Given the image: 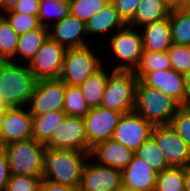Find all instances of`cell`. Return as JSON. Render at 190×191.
<instances>
[{"label": "cell", "instance_id": "cell-1", "mask_svg": "<svg viewBox=\"0 0 190 191\" xmlns=\"http://www.w3.org/2000/svg\"><path fill=\"white\" fill-rule=\"evenodd\" d=\"M89 153L73 149L46 148L42 180L79 188L83 169L90 158Z\"/></svg>", "mask_w": 190, "mask_h": 191}, {"label": "cell", "instance_id": "cell-2", "mask_svg": "<svg viewBox=\"0 0 190 191\" xmlns=\"http://www.w3.org/2000/svg\"><path fill=\"white\" fill-rule=\"evenodd\" d=\"M37 79L27 64L0 61V97L11 107H26Z\"/></svg>", "mask_w": 190, "mask_h": 191}, {"label": "cell", "instance_id": "cell-3", "mask_svg": "<svg viewBox=\"0 0 190 191\" xmlns=\"http://www.w3.org/2000/svg\"><path fill=\"white\" fill-rule=\"evenodd\" d=\"M180 107L172 97L138 80L134 111L153 126L169 125Z\"/></svg>", "mask_w": 190, "mask_h": 191}, {"label": "cell", "instance_id": "cell-4", "mask_svg": "<svg viewBox=\"0 0 190 191\" xmlns=\"http://www.w3.org/2000/svg\"><path fill=\"white\" fill-rule=\"evenodd\" d=\"M6 154L10 174L42 177L45 144L33 138L1 146Z\"/></svg>", "mask_w": 190, "mask_h": 191}, {"label": "cell", "instance_id": "cell-5", "mask_svg": "<svg viewBox=\"0 0 190 191\" xmlns=\"http://www.w3.org/2000/svg\"><path fill=\"white\" fill-rule=\"evenodd\" d=\"M104 90L99 105L102 109H113L123 114L133 112L135 108L136 85L138 78L133 71H113Z\"/></svg>", "mask_w": 190, "mask_h": 191}, {"label": "cell", "instance_id": "cell-6", "mask_svg": "<svg viewBox=\"0 0 190 191\" xmlns=\"http://www.w3.org/2000/svg\"><path fill=\"white\" fill-rule=\"evenodd\" d=\"M137 29V31L135 30ZM138 28L126 24L109 37L108 45L117 61L113 71H134L137 67L143 51L142 34Z\"/></svg>", "mask_w": 190, "mask_h": 191}, {"label": "cell", "instance_id": "cell-7", "mask_svg": "<svg viewBox=\"0 0 190 191\" xmlns=\"http://www.w3.org/2000/svg\"><path fill=\"white\" fill-rule=\"evenodd\" d=\"M89 45L66 49L59 79L65 84L79 86L103 64Z\"/></svg>", "mask_w": 190, "mask_h": 191}, {"label": "cell", "instance_id": "cell-8", "mask_svg": "<svg viewBox=\"0 0 190 191\" xmlns=\"http://www.w3.org/2000/svg\"><path fill=\"white\" fill-rule=\"evenodd\" d=\"M66 84L58 79L37 80L26 108L31 116L63 111Z\"/></svg>", "mask_w": 190, "mask_h": 191}, {"label": "cell", "instance_id": "cell-9", "mask_svg": "<svg viewBox=\"0 0 190 191\" xmlns=\"http://www.w3.org/2000/svg\"><path fill=\"white\" fill-rule=\"evenodd\" d=\"M66 49L50 36L27 64L37 80L58 79Z\"/></svg>", "mask_w": 190, "mask_h": 191}, {"label": "cell", "instance_id": "cell-10", "mask_svg": "<svg viewBox=\"0 0 190 191\" xmlns=\"http://www.w3.org/2000/svg\"><path fill=\"white\" fill-rule=\"evenodd\" d=\"M45 147L47 149H73L88 152L84 118L65 116Z\"/></svg>", "mask_w": 190, "mask_h": 191}, {"label": "cell", "instance_id": "cell-11", "mask_svg": "<svg viewBox=\"0 0 190 191\" xmlns=\"http://www.w3.org/2000/svg\"><path fill=\"white\" fill-rule=\"evenodd\" d=\"M123 113L113 109L100 107L90 108L83 117L88 142V152L95 145L112 138Z\"/></svg>", "mask_w": 190, "mask_h": 191}, {"label": "cell", "instance_id": "cell-12", "mask_svg": "<svg viewBox=\"0 0 190 191\" xmlns=\"http://www.w3.org/2000/svg\"><path fill=\"white\" fill-rule=\"evenodd\" d=\"M153 128L151 123L135 111L125 113L121 116L112 139L135 152L151 136Z\"/></svg>", "mask_w": 190, "mask_h": 191}, {"label": "cell", "instance_id": "cell-13", "mask_svg": "<svg viewBox=\"0 0 190 191\" xmlns=\"http://www.w3.org/2000/svg\"><path fill=\"white\" fill-rule=\"evenodd\" d=\"M151 136L170 166L186 167L190 165V147L170 125L154 126Z\"/></svg>", "mask_w": 190, "mask_h": 191}, {"label": "cell", "instance_id": "cell-14", "mask_svg": "<svg viewBox=\"0 0 190 191\" xmlns=\"http://www.w3.org/2000/svg\"><path fill=\"white\" fill-rule=\"evenodd\" d=\"M121 185V170L100 165L89 158L83 169L79 191H117Z\"/></svg>", "mask_w": 190, "mask_h": 191}, {"label": "cell", "instance_id": "cell-15", "mask_svg": "<svg viewBox=\"0 0 190 191\" xmlns=\"http://www.w3.org/2000/svg\"><path fill=\"white\" fill-rule=\"evenodd\" d=\"M146 86L155 88L167 96L172 97L181 106L186 103L185 75L172 68L163 71H150L140 79Z\"/></svg>", "mask_w": 190, "mask_h": 191}, {"label": "cell", "instance_id": "cell-16", "mask_svg": "<svg viewBox=\"0 0 190 191\" xmlns=\"http://www.w3.org/2000/svg\"><path fill=\"white\" fill-rule=\"evenodd\" d=\"M49 36L65 49L82 48L88 46L86 23L72 14L53 23L49 27Z\"/></svg>", "mask_w": 190, "mask_h": 191}, {"label": "cell", "instance_id": "cell-17", "mask_svg": "<svg viewBox=\"0 0 190 191\" xmlns=\"http://www.w3.org/2000/svg\"><path fill=\"white\" fill-rule=\"evenodd\" d=\"M32 138V116L26 107H11L4 117L2 146Z\"/></svg>", "mask_w": 190, "mask_h": 191}, {"label": "cell", "instance_id": "cell-18", "mask_svg": "<svg viewBox=\"0 0 190 191\" xmlns=\"http://www.w3.org/2000/svg\"><path fill=\"white\" fill-rule=\"evenodd\" d=\"M133 155L132 150L112 138L95 145L89 153L90 159H94V162L121 171L129 165Z\"/></svg>", "mask_w": 190, "mask_h": 191}, {"label": "cell", "instance_id": "cell-19", "mask_svg": "<svg viewBox=\"0 0 190 191\" xmlns=\"http://www.w3.org/2000/svg\"><path fill=\"white\" fill-rule=\"evenodd\" d=\"M157 173L146 161L133 155L129 165L122 170V185L140 191H154Z\"/></svg>", "mask_w": 190, "mask_h": 191}, {"label": "cell", "instance_id": "cell-20", "mask_svg": "<svg viewBox=\"0 0 190 191\" xmlns=\"http://www.w3.org/2000/svg\"><path fill=\"white\" fill-rule=\"evenodd\" d=\"M139 29L142 30L143 51L166 52L173 44L169 17L146 24Z\"/></svg>", "mask_w": 190, "mask_h": 191}, {"label": "cell", "instance_id": "cell-21", "mask_svg": "<svg viewBox=\"0 0 190 191\" xmlns=\"http://www.w3.org/2000/svg\"><path fill=\"white\" fill-rule=\"evenodd\" d=\"M126 24L118 15L115 6L110 2L104 9L94 14L86 22V31L88 36L107 34L112 31L114 34L117 30L123 28Z\"/></svg>", "mask_w": 190, "mask_h": 191}, {"label": "cell", "instance_id": "cell-22", "mask_svg": "<svg viewBox=\"0 0 190 191\" xmlns=\"http://www.w3.org/2000/svg\"><path fill=\"white\" fill-rule=\"evenodd\" d=\"M48 37L49 28L42 25L39 28L20 35L15 58L11 62H16L15 60L20 57L22 64H28Z\"/></svg>", "mask_w": 190, "mask_h": 191}, {"label": "cell", "instance_id": "cell-23", "mask_svg": "<svg viewBox=\"0 0 190 191\" xmlns=\"http://www.w3.org/2000/svg\"><path fill=\"white\" fill-rule=\"evenodd\" d=\"M107 66H101L93 74H91L82 84L79 85L83 98L86 100V103L90 108L99 107L104 90L106 88L109 75L111 71L106 70Z\"/></svg>", "mask_w": 190, "mask_h": 191}, {"label": "cell", "instance_id": "cell-24", "mask_svg": "<svg viewBox=\"0 0 190 191\" xmlns=\"http://www.w3.org/2000/svg\"><path fill=\"white\" fill-rule=\"evenodd\" d=\"M171 9L162 0H141L129 26L140 28L170 16Z\"/></svg>", "mask_w": 190, "mask_h": 191}, {"label": "cell", "instance_id": "cell-25", "mask_svg": "<svg viewBox=\"0 0 190 191\" xmlns=\"http://www.w3.org/2000/svg\"><path fill=\"white\" fill-rule=\"evenodd\" d=\"M65 116L63 111H51L32 116V138L37 142L46 144Z\"/></svg>", "mask_w": 190, "mask_h": 191}, {"label": "cell", "instance_id": "cell-26", "mask_svg": "<svg viewBox=\"0 0 190 191\" xmlns=\"http://www.w3.org/2000/svg\"><path fill=\"white\" fill-rule=\"evenodd\" d=\"M172 42L177 45H190V9H172L170 13Z\"/></svg>", "mask_w": 190, "mask_h": 191}, {"label": "cell", "instance_id": "cell-27", "mask_svg": "<svg viewBox=\"0 0 190 191\" xmlns=\"http://www.w3.org/2000/svg\"><path fill=\"white\" fill-rule=\"evenodd\" d=\"M134 155L141 158L144 162L146 161L156 172H161L171 167L152 136L137 148Z\"/></svg>", "mask_w": 190, "mask_h": 191}, {"label": "cell", "instance_id": "cell-28", "mask_svg": "<svg viewBox=\"0 0 190 191\" xmlns=\"http://www.w3.org/2000/svg\"><path fill=\"white\" fill-rule=\"evenodd\" d=\"M168 68H171V63L167 51H142L139 63L133 73L140 80L150 71H163Z\"/></svg>", "mask_w": 190, "mask_h": 191}, {"label": "cell", "instance_id": "cell-29", "mask_svg": "<svg viewBox=\"0 0 190 191\" xmlns=\"http://www.w3.org/2000/svg\"><path fill=\"white\" fill-rule=\"evenodd\" d=\"M68 14H70V4L68 0H40L38 19L42 26L49 28L52 25V17L54 19L53 22L56 23Z\"/></svg>", "mask_w": 190, "mask_h": 191}, {"label": "cell", "instance_id": "cell-30", "mask_svg": "<svg viewBox=\"0 0 190 191\" xmlns=\"http://www.w3.org/2000/svg\"><path fill=\"white\" fill-rule=\"evenodd\" d=\"M154 191H185L184 167L171 166L158 172Z\"/></svg>", "mask_w": 190, "mask_h": 191}, {"label": "cell", "instance_id": "cell-31", "mask_svg": "<svg viewBox=\"0 0 190 191\" xmlns=\"http://www.w3.org/2000/svg\"><path fill=\"white\" fill-rule=\"evenodd\" d=\"M90 110V107L83 98L79 86L66 84L65 101L63 112L66 116L84 117Z\"/></svg>", "mask_w": 190, "mask_h": 191}, {"label": "cell", "instance_id": "cell-32", "mask_svg": "<svg viewBox=\"0 0 190 191\" xmlns=\"http://www.w3.org/2000/svg\"><path fill=\"white\" fill-rule=\"evenodd\" d=\"M18 38L19 35L0 14V61H11L15 58Z\"/></svg>", "mask_w": 190, "mask_h": 191}, {"label": "cell", "instance_id": "cell-33", "mask_svg": "<svg viewBox=\"0 0 190 191\" xmlns=\"http://www.w3.org/2000/svg\"><path fill=\"white\" fill-rule=\"evenodd\" d=\"M70 14L86 23L89 18L104 9L111 0H68Z\"/></svg>", "mask_w": 190, "mask_h": 191}, {"label": "cell", "instance_id": "cell-34", "mask_svg": "<svg viewBox=\"0 0 190 191\" xmlns=\"http://www.w3.org/2000/svg\"><path fill=\"white\" fill-rule=\"evenodd\" d=\"M1 15L19 36L41 26L38 15H26L17 12H3Z\"/></svg>", "mask_w": 190, "mask_h": 191}, {"label": "cell", "instance_id": "cell-35", "mask_svg": "<svg viewBox=\"0 0 190 191\" xmlns=\"http://www.w3.org/2000/svg\"><path fill=\"white\" fill-rule=\"evenodd\" d=\"M171 68L186 75L190 71V46L172 44L167 50Z\"/></svg>", "mask_w": 190, "mask_h": 191}, {"label": "cell", "instance_id": "cell-36", "mask_svg": "<svg viewBox=\"0 0 190 191\" xmlns=\"http://www.w3.org/2000/svg\"><path fill=\"white\" fill-rule=\"evenodd\" d=\"M169 125L190 147V106H181Z\"/></svg>", "mask_w": 190, "mask_h": 191}, {"label": "cell", "instance_id": "cell-37", "mask_svg": "<svg viewBox=\"0 0 190 191\" xmlns=\"http://www.w3.org/2000/svg\"><path fill=\"white\" fill-rule=\"evenodd\" d=\"M42 177L11 174L6 191H38Z\"/></svg>", "mask_w": 190, "mask_h": 191}, {"label": "cell", "instance_id": "cell-38", "mask_svg": "<svg viewBox=\"0 0 190 191\" xmlns=\"http://www.w3.org/2000/svg\"><path fill=\"white\" fill-rule=\"evenodd\" d=\"M141 0H111L116 11L125 24H129L135 15Z\"/></svg>", "mask_w": 190, "mask_h": 191}, {"label": "cell", "instance_id": "cell-39", "mask_svg": "<svg viewBox=\"0 0 190 191\" xmlns=\"http://www.w3.org/2000/svg\"><path fill=\"white\" fill-rule=\"evenodd\" d=\"M40 0H18L14 7L5 12H17L26 15H38Z\"/></svg>", "mask_w": 190, "mask_h": 191}, {"label": "cell", "instance_id": "cell-40", "mask_svg": "<svg viewBox=\"0 0 190 191\" xmlns=\"http://www.w3.org/2000/svg\"><path fill=\"white\" fill-rule=\"evenodd\" d=\"M10 175L6 154L3 148L0 147V191H6Z\"/></svg>", "mask_w": 190, "mask_h": 191}, {"label": "cell", "instance_id": "cell-41", "mask_svg": "<svg viewBox=\"0 0 190 191\" xmlns=\"http://www.w3.org/2000/svg\"><path fill=\"white\" fill-rule=\"evenodd\" d=\"M38 191H79V188L42 180Z\"/></svg>", "mask_w": 190, "mask_h": 191}, {"label": "cell", "instance_id": "cell-42", "mask_svg": "<svg viewBox=\"0 0 190 191\" xmlns=\"http://www.w3.org/2000/svg\"><path fill=\"white\" fill-rule=\"evenodd\" d=\"M171 10L184 8V0H162Z\"/></svg>", "mask_w": 190, "mask_h": 191}, {"label": "cell", "instance_id": "cell-43", "mask_svg": "<svg viewBox=\"0 0 190 191\" xmlns=\"http://www.w3.org/2000/svg\"><path fill=\"white\" fill-rule=\"evenodd\" d=\"M184 186L185 191H190V165L184 167Z\"/></svg>", "mask_w": 190, "mask_h": 191}, {"label": "cell", "instance_id": "cell-44", "mask_svg": "<svg viewBox=\"0 0 190 191\" xmlns=\"http://www.w3.org/2000/svg\"><path fill=\"white\" fill-rule=\"evenodd\" d=\"M186 81V103L185 106H190V71L185 75Z\"/></svg>", "mask_w": 190, "mask_h": 191}, {"label": "cell", "instance_id": "cell-45", "mask_svg": "<svg viewBox=\"0 0 190 191\" xmlns=\"http://www.w3.org/2000/svg\"><path fill=\"white\" fill-rule=\"evenodd\" d=\"M17 2L18 0H2V13L12 9Z\"/></svg>", "mask_w": 190, "mask_h": 191}, {"label": "cell", "instance_id": "cell-46", "mask_svg": "<svg viewBox=\"0 0 190 191\" xmlns=\"http://www.w3.org/2000/svg\"><path fill=\"white\" fill-rule=\"evenodd\" d=\"M6 111H0V147L2 146V129Z\"/></svg>", "mask_w": 190, "mask_h": 191}, {"label": "cell", "instance_id": "cell-47", "mask_svg": "<svg viewBox=\"0 0 190 191\" xmlns=\"http://www.w3.org/2000/svg\"><path fill=\"white\" fill-rule=\"evenodd\" d=\"M8 109H9V107L6 105V103L0 97V111H7Z\"/></svg>", "mask_w": 190, "mask_h": 191}, {"label": "cell", "instance_id": "cell-48", "mask_svg": "<svg viewBox=\"0 0 190 191\" xmlns=\"http://www.w3.org/2000/svg\"><path fill=\"white\" fill-rule=\"evenodd\" d=\"M117 191H140V190L131 189L121 185V187Z\"/></svg>", "mask_w": 190, "mask_h": 191}, {"label": "cell", "instance_id": "cell-49", "mask_svg": "<svg viewBox=\"0 0 190 191\" xmlns=\"http://www.w3.org/2000/svg\"><path fill=\"white\" fill-rule=\"evenodd\" d=\"M184 8L190 9V0H184Z\"/></svg>", "mask_w": 190, "mask_h": 191}, {"label": "cell", "instance_id": "cell-50", "mask_svg": "<svg viewBox=\"0 0 190 191\" xmlns=\"http://www.w3.org/2000/svg\"><path fill=\"white\" fill-rule=\"evenodd\" d=\"M2 13V0H0V14Z\"/></svg>", "mask_w": 190, "mask_h": 191}]
</instances>
